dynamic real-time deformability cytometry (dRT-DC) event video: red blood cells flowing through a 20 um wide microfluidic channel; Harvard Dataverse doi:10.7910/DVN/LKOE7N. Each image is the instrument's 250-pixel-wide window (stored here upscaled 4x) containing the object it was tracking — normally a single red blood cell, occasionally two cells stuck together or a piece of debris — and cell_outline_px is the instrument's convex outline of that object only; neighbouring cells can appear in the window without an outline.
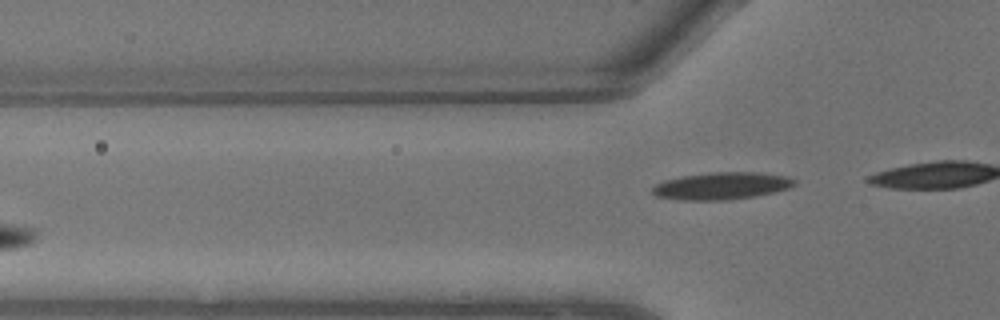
{"species": "common noctule bat (a hibernating species)", "species_latin": "Nyctalus noctula", "temperature_condition": "warm", "stored_images_in_passage": 4, "camera_frame_rate_fps": 3000, "um_per_image_px": 0.085, "animal": {"sex": "male", "body_mass_g": 13.3}, "frame": {"image": 1, "passage_image": 4, "time_ms": 1.0, "image_size_px": [1000, 320], "cell_outline_px": [[796, 184], [792, 188], [756, 196], [724, 200], [680, 200], [656, 196], [652, 192], [652, 188], [656, 184], [664, 180], [684, 176], [716, 172], [756, 172], [788, 176], [796, 180]], "centroid_in_image_um": [61.39, 15.8], "position_along_channel_um": 64.4, "area_um2": 22.54}}